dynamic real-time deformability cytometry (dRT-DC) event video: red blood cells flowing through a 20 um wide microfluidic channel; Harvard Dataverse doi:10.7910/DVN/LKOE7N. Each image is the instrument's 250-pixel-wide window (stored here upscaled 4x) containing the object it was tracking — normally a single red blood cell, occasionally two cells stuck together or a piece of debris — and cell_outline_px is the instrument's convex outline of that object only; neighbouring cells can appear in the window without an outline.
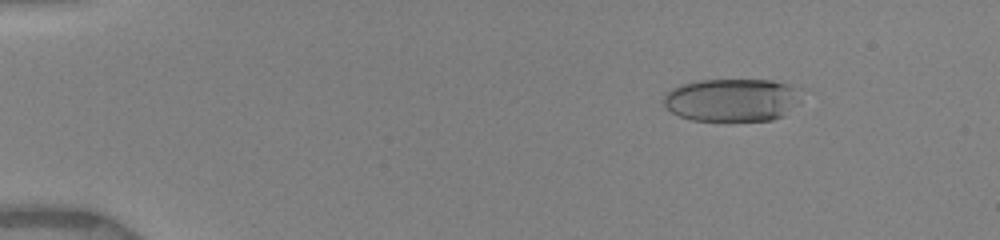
{"species": "human", "species_latin": "Homo sapiens", "temperature_condition": "warm", "stored_images_in_passage": 12, "camera_frame_rate_fps": 3000, "um_per_image_px": 0.085, "donor": {"sex": "female"}, "frame": {"image": 1, "passage_image": 1, "time_ms": 0.0, "image_size_px": [1000, 240], "cell_outline_px": [[800, 100], [784, 116], [772, 120], [728, 124], [692, 120], [680, 116], [672, 112], [664, 104], [664, 96], [672, 88], [680, 84], [700, 80], [772, 80], [788, 84], [800, 88]], "centroid_in_image_um": [62.24, 8.54], "position_along_channel_um": 22.8, "area_um2": 35.6}}
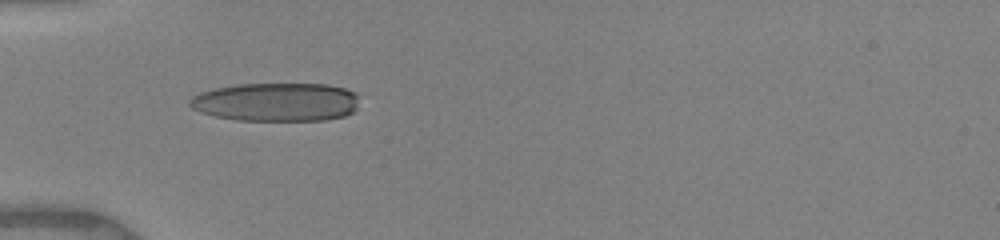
{"frame": {"image": 2, "passage_image": 7, "time_ms": 3.333, "image_size_px": [1000, 240], "cell_outline_px": [[360, 96], [356, 108], [352, 112], [344, 116], [324, 120], [236, 120], [216, 116], [200, 112], [192, 108], [188, 104], [188, 100], [192, 96], [200, 92], [216, 88], [236, 84], [328, 84], [344, 88], [356, 92]], "centroid_in_image_um": [23.49, 8.66], "position_along_channel_um": 61.5, "area_um2": 38.32}}
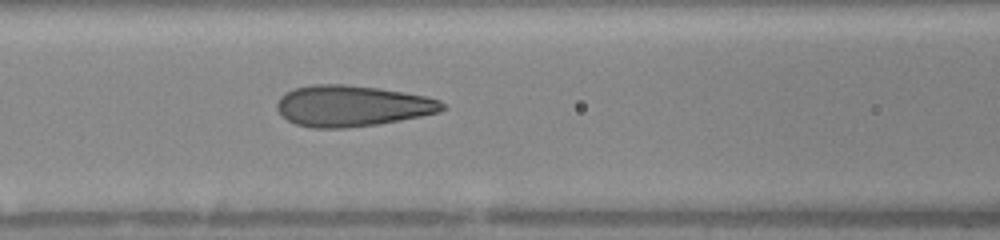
{"frame": {"image": 3, "passage_image": 12, "time_ms": 5.333, "image_size_px": [1000, 240], "cell_outline_px": [[448, 108], [440, 112], [400, 120], [376, 124], [344, 128], [312, 128], [296, 124], [288, 120], [276, 108], [276, 104], [280, 96], [296, 88], [312, 84], [348, 84], [404, 92], [428, 96], [440, 100]], "centroid_in_image_um": [29.95, 9.0], "position_along_channel_um": 136.6, "area_um2": 39.54}}